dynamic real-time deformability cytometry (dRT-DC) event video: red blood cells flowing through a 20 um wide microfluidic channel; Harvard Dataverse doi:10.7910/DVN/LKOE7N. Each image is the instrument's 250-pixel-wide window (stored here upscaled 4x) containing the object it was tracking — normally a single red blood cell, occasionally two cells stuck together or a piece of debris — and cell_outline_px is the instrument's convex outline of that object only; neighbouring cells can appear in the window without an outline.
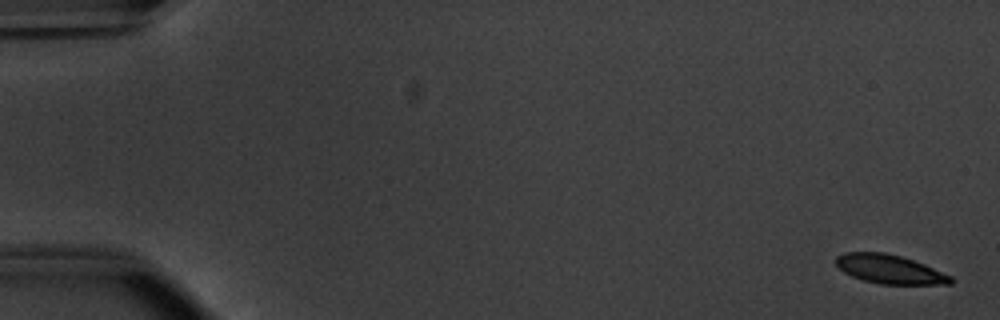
{"species": "common noctule bat (a hibernating species)", "species_latin": "Nyctalus noctula", "temperature_condition": "warm", "stored_images_in_passage": 14, "camera_frame_rate_fps": 3000, "um_per_image_px": 0.085, "animal": {"sex": "male", "body_mass_g": 20.1, "forearm_length_mm": 53.5}, "frame": {"image": 1, "passage_image": 1, "time_ms": 0.0, "image_size_px": [1000, 320], "cell_outline_px": [[952, 284], [880, 284], [864, 280], [852, 276], [844, 272], [836, 264], [836, 256], [844, 252], [884, 252], [900, 256], [924, 264], [952, 276]], "centroid_in_image_um": [75.61, 22.88], "position_along_channel_um": 9.4, "area_um2": 19.19}}
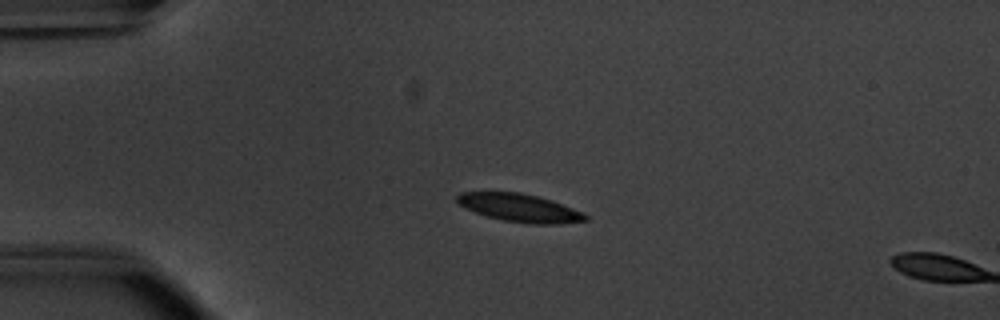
{"frame": {"image": 2, "passage_image": 13, "time_ms": 4.0, "image_size_px": [1000, 320], "cell_outline_px": [[588, 220], [560, 224], [532, 224], [504, 220], [488, 216], [476, 212], [460, 204], [456, 200], [456, 196], [460, 192], [520, 192], [540, 196], [552, 200], [584, 212], [588, 216]], "centroid_in_image_um": [44.23, 17.66], "position_along_channel_um": 40.8, "area_um2": 20.92}}